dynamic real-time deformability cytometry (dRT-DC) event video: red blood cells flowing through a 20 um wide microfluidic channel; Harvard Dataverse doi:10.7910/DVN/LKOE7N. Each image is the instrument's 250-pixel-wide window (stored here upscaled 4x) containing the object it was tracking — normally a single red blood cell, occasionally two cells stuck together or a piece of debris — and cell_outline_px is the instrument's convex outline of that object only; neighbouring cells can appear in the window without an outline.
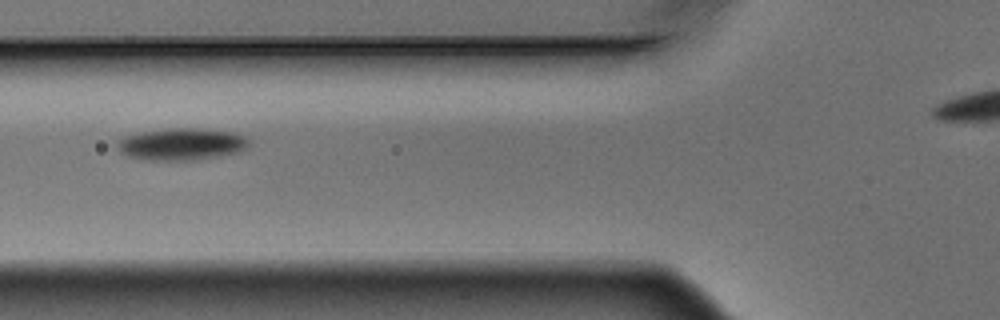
{"species": "Egyptian fruit bat (a non-hibernating species)", "species_latin": "Rousettus aegyptiacus", "temperature_condition": "warm", "stored_images_in_passage": 3, "camera_frame_rate_fps": 3000, "um_per_image_px": 0.085, "animal": {"sex": "male"}, "frame": {"image": 1, "passage_image": 2, "time_ms": 0.333, "image_size_px": [1000, 320], "cell_outline_px": [[248, 144], [240, 152], [220, 156], [196, 160], [144, 160], [128, 156], [120, 152], [116, 148], [116, 140], [124, 136], [140, 132], [172, 128], [196, 128], [232, 132], [244, 136], [248, 140]], "centroid_in_image_um": [15.37, 12.26], "position_along_channel_um": 110.4, "area_um2": 24.68}}
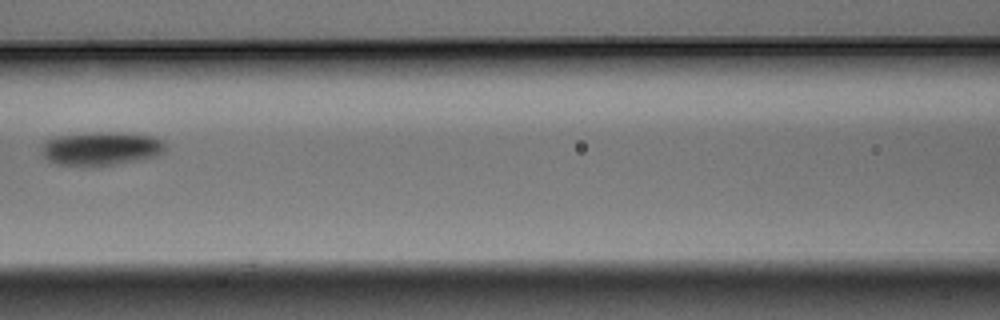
{"frame": {"image": 2, "passage_image": 3, "time_ms": 0.667, "image_size_px": [1000, 320], "cell_outline_px": [[164, 152], [156, 156], [136, 160], [112, 164], [56, 164], [48, 160], [40, 152], [44, 144], [48, 140], [56, 136], [96, 132], [116, 132], [152, 136], [160, 140], [164, 144]], "centroid_in_image_um": [8.58, 12.6], "position_along_channel_um": 158.0, "area_um2": 23.47}}